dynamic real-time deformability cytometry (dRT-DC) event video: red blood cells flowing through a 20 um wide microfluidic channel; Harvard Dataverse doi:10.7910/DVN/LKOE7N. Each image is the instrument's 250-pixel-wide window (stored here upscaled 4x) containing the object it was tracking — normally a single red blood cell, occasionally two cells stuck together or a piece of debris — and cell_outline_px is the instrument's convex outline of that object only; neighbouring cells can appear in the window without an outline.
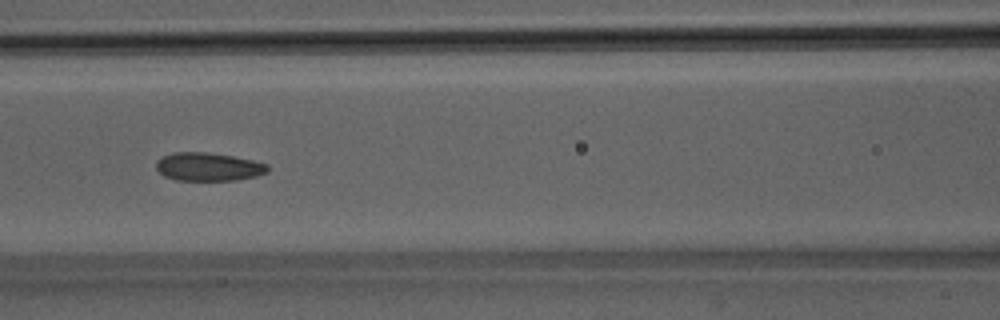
{"species": "Egyptian fruit bat (a non-hibernating species)", "species_latin": "Rousettus aegyptiacus", "temperature_condition": "room temperature", "stored_images_in_passage": 46, "segment_of_instrument_passage": [1, 2], "camera_frame_rate_fps": 3000, "um_per_image_px": 0.085, "animal": {"sex": "male"}, "frame": {"image": 1, "passage_image": 17, "time_ms": 5.333, "image_size_px": [1000, 320], "cell_outline_px": [[268, 172], [256, 176], [236, 180], [176, 180], [164, 176], [156, 168], [156, 160], [160, 156], [172, 152], [204, 152], [232, 156], [252, 160], [268, 164]], "centroid_in_image_um": [17.68, 14.17], "position_along_channel_um": 148.9, "area_um2": 18.44}}
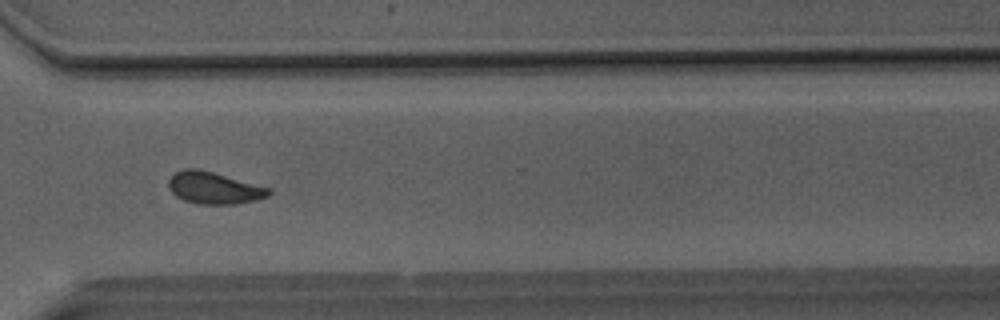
{"frame": {"image": 2, "passage_image": 32, "time_ms": 10.333, "image_size_px": [1000, 320], "cell_outline_px": [[272, 192], [268, 196], [256, 200], [236, 204], [196, 204], [184, 200], [176, 196], [168, 188], [168, 180], [176, 172], [184, 168], [196, 168], [212, 172], [272, 188]], "centroid_in_image_um": [18.2, 15.98], "position_along_channel_um": 352.4, "area_um2": 18.73}}
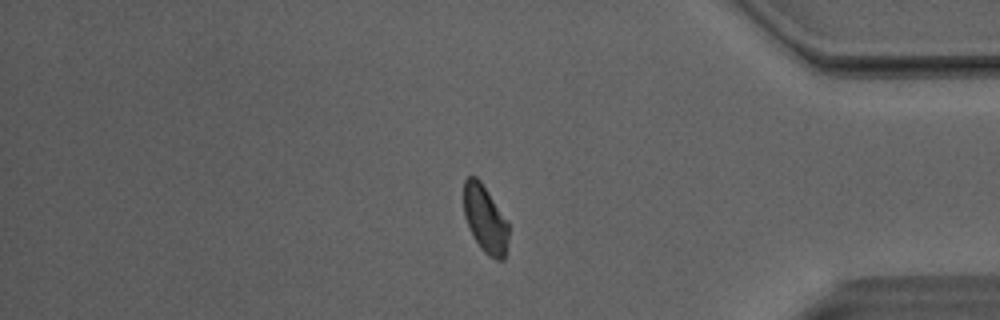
{"frame": {"image": 3, "passage_image": 37, "time_ms": 12.0, "image_size_px": [1000, 320], "cell_outline_px": [[508, 244], [504, 260], [496, 260], [488, 256], [480, 248], [472, 236], [468, 228], [464, 216], [464, 180], [468, 176], [476, 176], [480, 180], [508, 220]], "centroid_in_image_um": [41.24, 18.65], "position_along_channel_um": 394.0, "area_um2": 17.98}}